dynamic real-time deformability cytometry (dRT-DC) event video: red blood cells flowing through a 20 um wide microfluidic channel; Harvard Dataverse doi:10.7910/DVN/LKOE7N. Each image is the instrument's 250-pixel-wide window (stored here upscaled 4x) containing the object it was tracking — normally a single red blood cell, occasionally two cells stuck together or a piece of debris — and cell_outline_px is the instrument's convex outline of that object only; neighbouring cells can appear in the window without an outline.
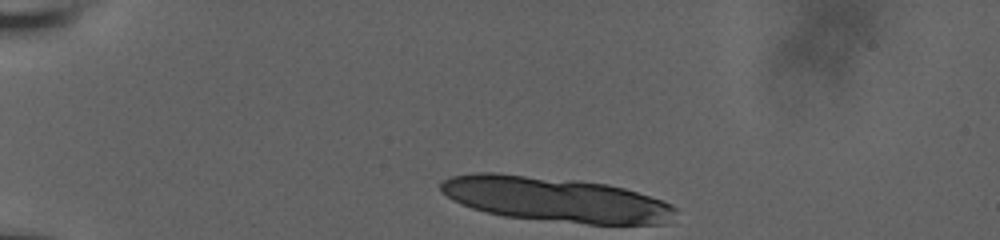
{"species": "human", "species_latin": "Homo sapiens", "temperature_condition": "room temperature", "stored_images_in_passage": 11, "camera_frame_rate_fps": 3000, "um_per_image_px": 0.085, "donor": {"sex": "male"}, "frame": {"image": 1, "passage_image": 1, "time_ms": 0.0, "image_size_px": [1000, 240], "cell_outline_px": [[676, 212], [664, 224], [588, 224], [504, 216], [472, 208], [460, 204], [448, 196], [440, 188], [440, 184], [444, 180], [452, 176], [472, 172], [492, 172], [580, 180], [608, 184], [624, 188], [660, 200], [676, 208]], "centroid_in_image_um": [47.19, 16.94], "position_along_channel_um": 37.8, "area_um2": 60.92}}
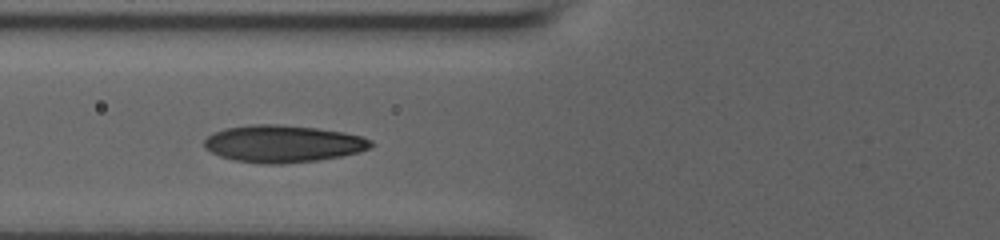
{"frame": {"image": 2, "passage_image": 8, "time_ms": 4.0, "image_size_px": [1000, 240], "cell_outline_px": [[376, 144], [372, 148], [360, 152], [320, 160], [284, 164], [264, 164], [236, 160], [220, 156], [204, 148], [204, 140], [212, 132], [224, 128], [248, 124], [280, 124], [316, 128], [344, 132], [360, 136], [372, 140]], "centroid_in_image_um": [24.07, 12.21], "position_along_channel_um": 101.7, "area_um2": 36.47}}
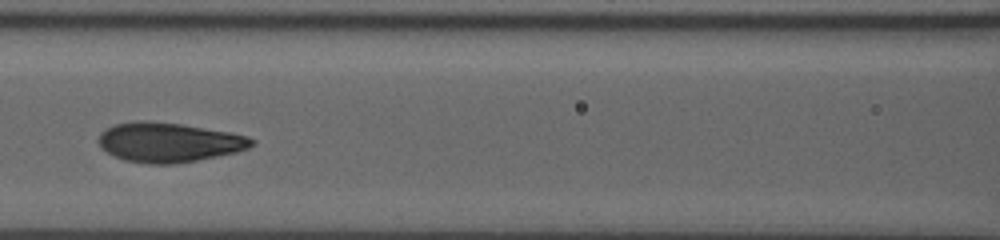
{"frame": {"image": 3, "passage_image": 10, "time_ms": 5.333, "image_size_px": [1000, 240], "cell_outline_px": [[256, 144], [248, 148], [236, 152], [176, 164], [148, 164], [124, 160], [100, 148], [96, 140], [100, 132], [104, 128], [116, 124], [136, 120], [144, 120], [180, 124], [228, 132], [248, 136], [256, 140]], "centroid_in_image_um": [14.31, 12.09], "position_along_channel_um": 152.3, "area_um2": 35.43}}